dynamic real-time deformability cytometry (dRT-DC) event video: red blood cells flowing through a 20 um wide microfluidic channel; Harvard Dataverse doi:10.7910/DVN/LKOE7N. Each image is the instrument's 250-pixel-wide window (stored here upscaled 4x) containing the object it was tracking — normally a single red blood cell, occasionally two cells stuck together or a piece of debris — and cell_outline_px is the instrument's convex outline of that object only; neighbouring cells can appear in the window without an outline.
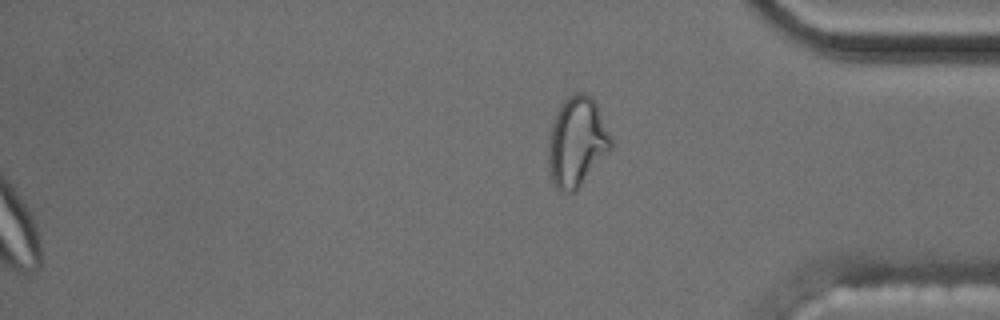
{"species": "common noctule bat (a hibernating species)", "species_latin": "Nyctalus noctula", "temperature_condition": "cold", "stored_images_in_passage": 43, "segment_of_instrument_passage": [2, 2], "camera_frame_rate_fps": 3000, "um_per_image_px": 0.085, "animal": {"sex": "male", "body_mass_g": 17.5, "forearm_length_mm": 52.3}, "frame": {"image": 1, "passage_image": 43, "time_ms": 14.0, "image_size_px": [1000, 320], "cell_outline_px": [[612, 148], [576, 192], [560, 192], [556, 188], [552, 180], [548, 168], [548, 140], [552, 120], [560, 104], [568, 96], [576, 92], [584, 92], [592, 96], [596, 104], [612, 140]], "centroid_in_image_um": [49.01, 12.07], "position_along_channel_um": 386.2, "area_um2": 33.06}}